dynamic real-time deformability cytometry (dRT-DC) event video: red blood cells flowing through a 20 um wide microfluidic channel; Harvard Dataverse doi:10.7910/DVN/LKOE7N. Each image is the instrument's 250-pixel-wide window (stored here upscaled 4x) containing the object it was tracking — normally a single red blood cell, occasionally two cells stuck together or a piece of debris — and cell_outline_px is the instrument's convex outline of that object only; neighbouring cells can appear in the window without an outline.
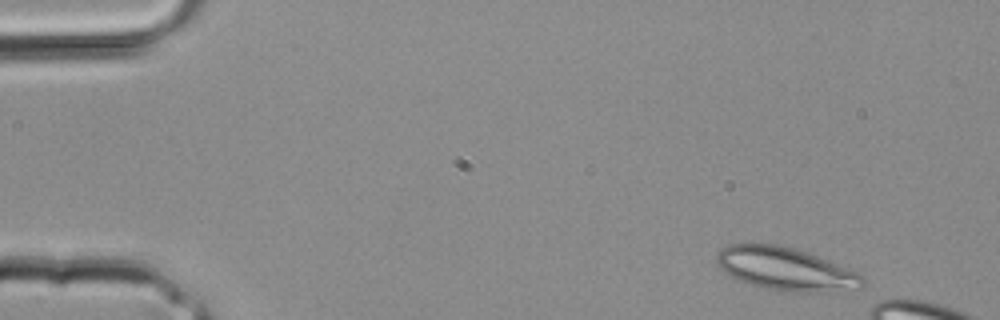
{"species": "common noctule bat (a hibernating species)", "species_latin": "Nyctalus noctula", "temperature_condition": "room temperature", "stored_images_in_passage": 7, "camera_frame_rate_fps": 3000, "um_per_image_px": 0.085, "animal": {"sex": "male", "body_mass_g": 20.4}, "frame": {"image": 1, "passage_image": 1, "time_ms": 0.0, "image_size_px": [1000, 320], "cell_outline_px": [[868, 284], [864, 288], [824, 292], [792, 292], [764, 288], [740, 280], [724, 272], [716, 264], [716, 252], [720, 248], [728, 244], [780, 244], [808, 252], [856, 272], [864, 276], [868, 280]], "centroid_in_image_um": [66.81, 22.86], "position_along_channel_um": 18.2, "area_um2": 36.88}}